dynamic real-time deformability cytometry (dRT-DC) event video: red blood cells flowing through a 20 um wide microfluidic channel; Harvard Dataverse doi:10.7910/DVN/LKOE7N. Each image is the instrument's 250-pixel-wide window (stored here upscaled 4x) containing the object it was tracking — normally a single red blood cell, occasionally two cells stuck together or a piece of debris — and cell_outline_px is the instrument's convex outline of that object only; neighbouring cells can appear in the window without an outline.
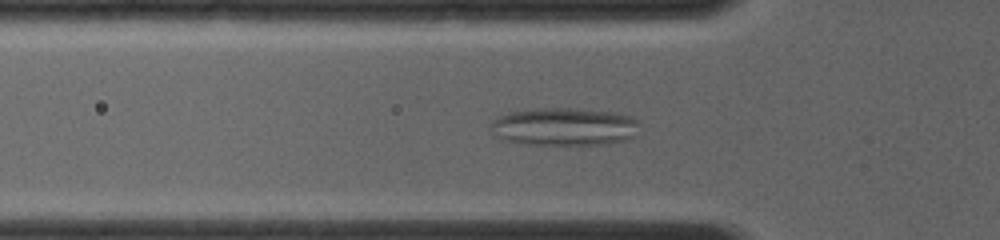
{"species": "common noctule bat (a hibernating species)", "species_latin": "Nyctalus noctula", "temperature_condition": "room temperature", "stored_images_in_passage": 51, "segment_of_instrument_passage": [1, 2], "camera_frame_rate_fps": 4000, "um_per_image_px": 0.085, "animal": {"sex": "female", "body_mass_g": 19.0, "forearm_length_mm": 56.7}, "frame": {"image": 1, "passage_image": 4, "time_ms": 0.75, "image_size_px": [1000, 240], "cell_outline_px": [[640, 124], [632, 136], [624, 140], [600, 144], [524, 144], [500, 140], [492, 132], [492, 120], [496, 116], [512, 112], [540, 108], [572, 108], [608, 112], [632, 116]], "centroid_in_image_um": [47.89, 10.77], "position_along_channel_um": 77.9, "area_um2": 32.54}}
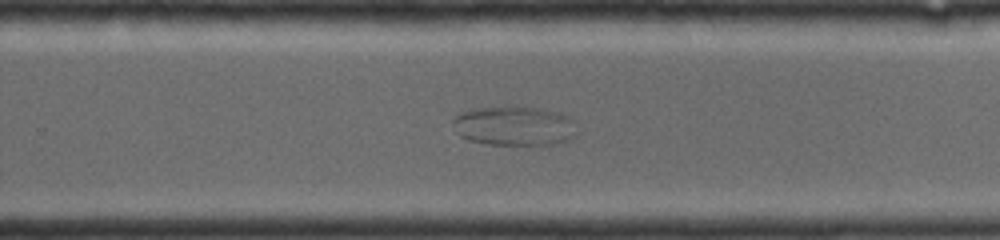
{"frame": {"image": 2, "passage_image": 27, "time_ms": 5.75, "image_size_px": [1000, 240], "cell_outline_px": [[576, 136], [568, 140], [556, 144], [484, 144], [468, 140], [460, 136], [456, 132], [452, 124], [452, 120], [460, 112], [476, 108], [536, 108], [560, 112], [568, 116], [572, 120], [576, 132]], "centroid_in_image_um": [43.7, 10.72], "position_along_channel_um": 286.1, "area_um2": 28.21}}
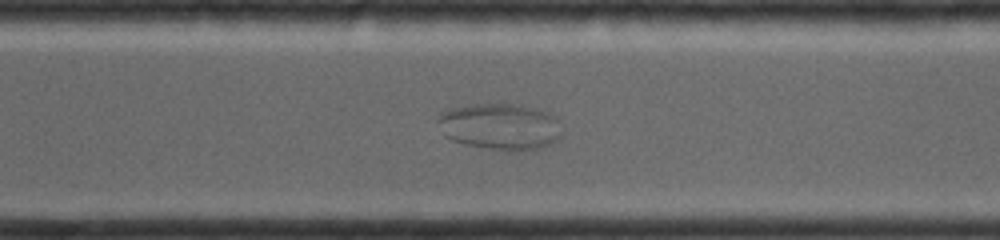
{"frame": {"image": 3, "passage_image": 32, "time_ms": 6.75, "image_size_px": [1000, 240], "cell_outline_px": [[560, 136], [556, 140], [548, 144], [536, 148], [488, 148], [464, 144], [452, 140], [444, 136], [436, 120], [444, 112], [452, 108], [476, 104], [520, 104], [536, 108], [548, 112], [556, 116], [560, 120]], "centroid_in_image_um": [42.5, 10.71], "position_along_channel_um": 328.1, "area_um2": 32.89}}